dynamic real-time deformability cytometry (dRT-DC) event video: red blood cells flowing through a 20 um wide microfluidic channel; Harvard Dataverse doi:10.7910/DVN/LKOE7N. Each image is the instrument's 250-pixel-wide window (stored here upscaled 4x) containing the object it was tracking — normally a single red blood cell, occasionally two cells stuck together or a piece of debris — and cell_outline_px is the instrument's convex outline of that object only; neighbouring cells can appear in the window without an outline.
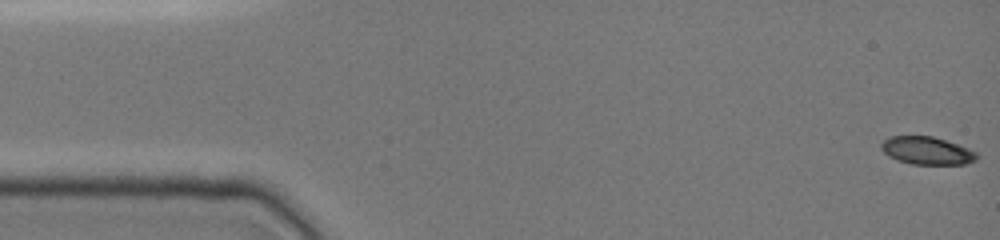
{"species": "common noctule bat (a hibernating species)", "species_latin": "Nyctalus noctula", "temperature_condition": "cold", "stored_images_in_passage": 48, "camera_frame_rate_fps": 3000, "um_per_image_px": 0.085, "animal": {"sex": "female", "body_mass_g": 19.0, "forearm_length_mm": 51.5}, "frame": {"image": 1, "passage_image": 1, "time_ms": 0.0, "image_size_px": [1000, 240], "cell_outline_px": [[980, 156], [976, 160], [964, 164], [912, 164], [896, 160], [888, 156], [880, 148], [880, 144], [888, 136], [932, 136], [968, 148], [976, 152]], "centroid_in_image_um": [78.76, 12.81], "position_along_channel_um": 6.2, "area_um2": 15.49}}
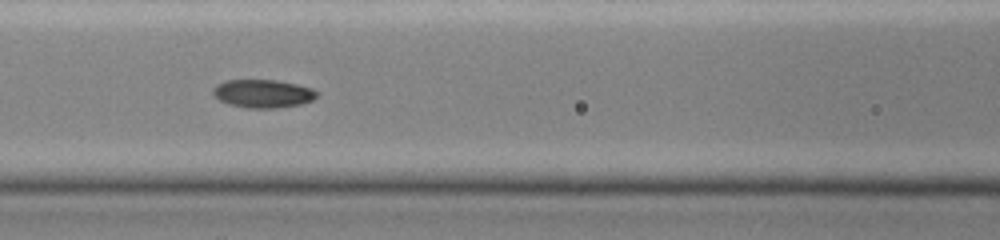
{"frame": {"image": 2, "passage_image": 21, "time_ms": 6.667, "image_size_px": [1000, 240], "cell_outline_px": [[316, 96], [312, 100], [300, 104], [276, 108], [248, 108], [228, 104], [220, 100], [212, 92], [212, 88], [216, 84], [228, 80], [276, 80], [296, 84], [312, 88], [316, 92]], "centroid_in_image_um": [22.32, 7.95], "position_along_channel_um": 144.3, "area_um2": 16.94}}
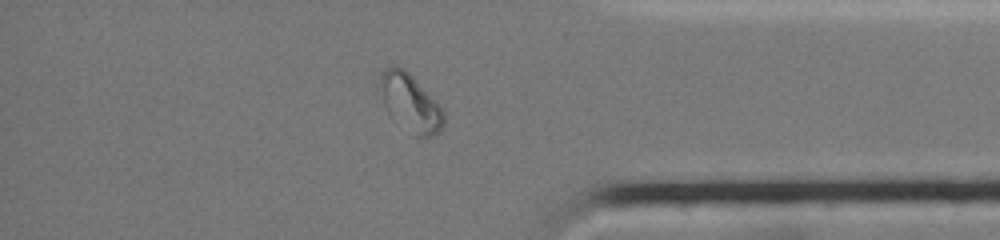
{"frame": {"image": 3, "passage_image": 41, "time_ms": 13.333, "image_size_px": [1000, 240], "cell_outline_px": [[444, 124], [440, 132], [432, 136], [412, 136], [392, 120], [388, 116], [376, 84], [380, 72], [388, 64], [392, 64], [404, 68], [436, 100], [444, 112]], "centroid_in_image_um": [34.79, 8.72], "position_along_channel_um": 400.4, "area_um2": 22.37}, "authors_computed_cell_mechanics": {"area_um2": 16.8776, "velocity_mm_per_s": 3.9591, "shape_relaxation_time_tau1_ms": 6.2524, "shape_relaxation_time_tau2_ms": 5.5522, "deformation_change_tau1": 0.1909, "deformation_change_tau2": 0.0785}}